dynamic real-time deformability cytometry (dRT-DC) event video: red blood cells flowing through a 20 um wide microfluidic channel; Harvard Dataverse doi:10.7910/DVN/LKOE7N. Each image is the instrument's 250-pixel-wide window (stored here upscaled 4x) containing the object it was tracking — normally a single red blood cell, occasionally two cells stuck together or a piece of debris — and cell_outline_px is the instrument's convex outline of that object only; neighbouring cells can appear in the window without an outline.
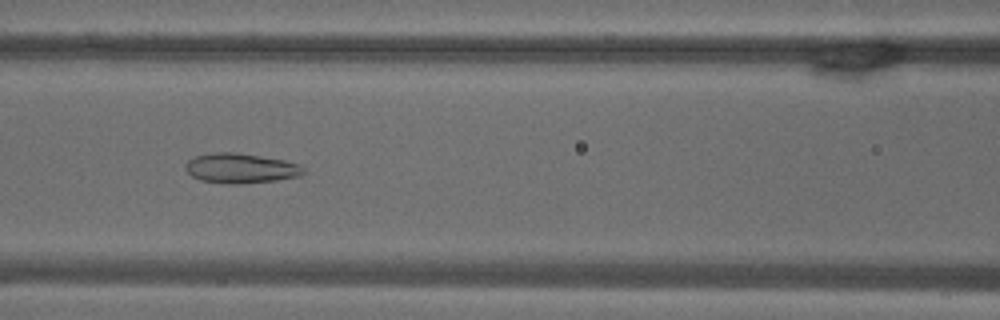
{"species": "common noctule bat (a hibernating species)", "species_latin": "Nyctalus noctula", "temperature_condition": "warm", "stored_images_in_passage": 55, "camera_frame_rate_fps": 3000, "um_per_image_px": 0.085, "animal": {"sex": "male", "body_mass_g": 18.8}, "frame": {"image": 1, "passage_image": 24, "time_ms": 7.667, "image_size_px": [1000, 320], "cell_outline_px": [[304, 172], [300, 176], [276, 180], [240, 184], [224, 184], [200, 180], [192, 176], [184, 168], [184, 164], [188, 160], [196, 156], [212, 152], [236, 152], [284, 160], [300, 164], [304, 168]], "centroid_in_image_um": [20.44, 14.3], "position_along_channel_um": 146.2, "area_um2": 20.69}}
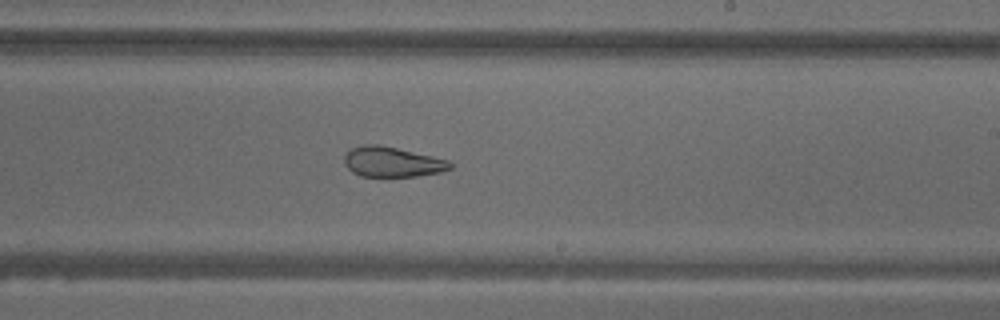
{"frame": {"image": 2, "passage_image": 33, "time_ms": 10.667, "image_size_px": [1000, 320], "cell_outline_px": [[452, 168], [440, 172], [416, 176], [360, 176], [352, 172], [344, 164], [344, 156], [352, 148], [364, 144], [380, 144], [432, 156], [448, 160], [452, 164]], "centroid_in_image_um": [33.32, 13.76], "position_along_channel_um": 255.7, "area_um2": 18.5}}
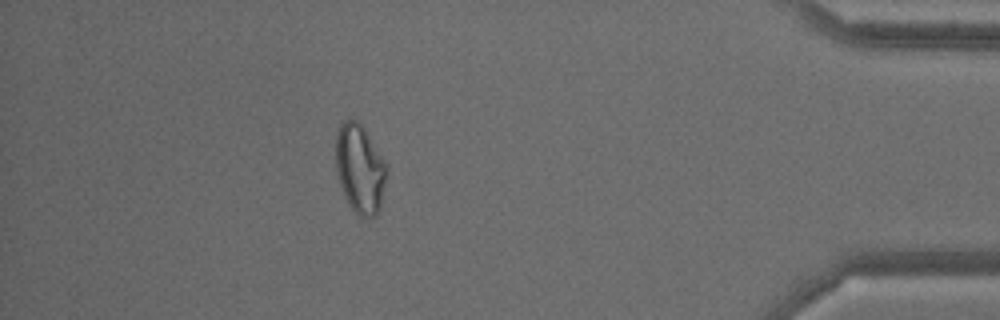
{"frame": {"image": 3, "passage_image": 49, "time_ms": 16.0, "image_size_px": [1000, 320], "cell_outline_px": [[388, 168], [380, 208], [376, 216], [360, 216], [348, 204], [340, 184], [336, 172], [336, 136], [340, 124], [344, 120], [356, 120], [364, 128], [388, 164]], "centroid_in_image_um": [30.61, 14.33], "position_along_channel_um": 404.6, "area_um2": 26.36}, "authors_computed_cell_mechanics": {"area_um2": 25.8366, "velocity_mm_per_s": 3.6606, "shape_relaxation_time_tau1_ms": null, "shape_relaxation_time_tau2_ms": 2.0764, "deformation_change_tau1": null, "deformation_change_tau2": 0.0983}}